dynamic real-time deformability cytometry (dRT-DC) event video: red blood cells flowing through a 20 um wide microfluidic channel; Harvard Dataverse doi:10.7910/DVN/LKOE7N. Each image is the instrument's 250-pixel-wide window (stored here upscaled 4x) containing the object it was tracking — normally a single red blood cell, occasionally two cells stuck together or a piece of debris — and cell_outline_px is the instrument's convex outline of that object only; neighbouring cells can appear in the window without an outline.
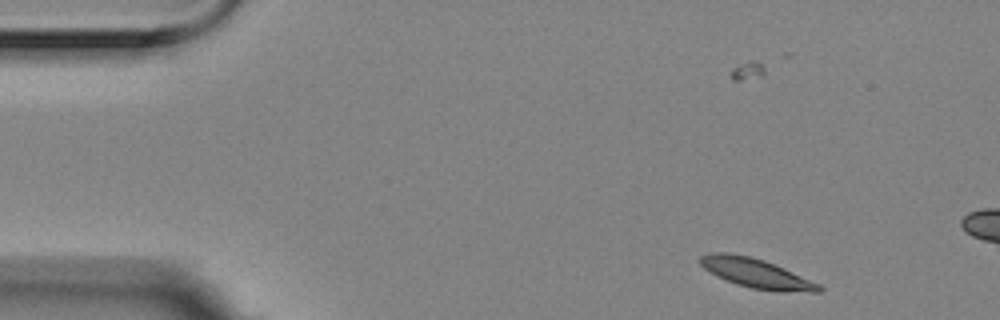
{"species": "Egyptian fruit bat (a non-hibernating species)", "species_latin": "Rousettus aegyptiacus", "temperature_condition": "room temperature", "stored_images_in_passage": 5, "camera_frame_rate_fps": 3000, "um_per_image_px": 0.085, "animal": {"sex": "female"}, "frame": {"image": 1, "passage_image": 2, "time_ms": 0.333, "image_size_px": [1000, 320], "cell_outline_px": [[824, 288], [820, 292], [780, 292], [752, 288], [736, 284], [704, 268], [700, 264], [700, 256], [712, 252], [728, 252], [748, 256], [764, 260], [784, 268], [820, 284]], "centroid_in_image_um": [64.33, 23.23], "position_along_channel_um": 20.7, "area_um2": 20.11}}